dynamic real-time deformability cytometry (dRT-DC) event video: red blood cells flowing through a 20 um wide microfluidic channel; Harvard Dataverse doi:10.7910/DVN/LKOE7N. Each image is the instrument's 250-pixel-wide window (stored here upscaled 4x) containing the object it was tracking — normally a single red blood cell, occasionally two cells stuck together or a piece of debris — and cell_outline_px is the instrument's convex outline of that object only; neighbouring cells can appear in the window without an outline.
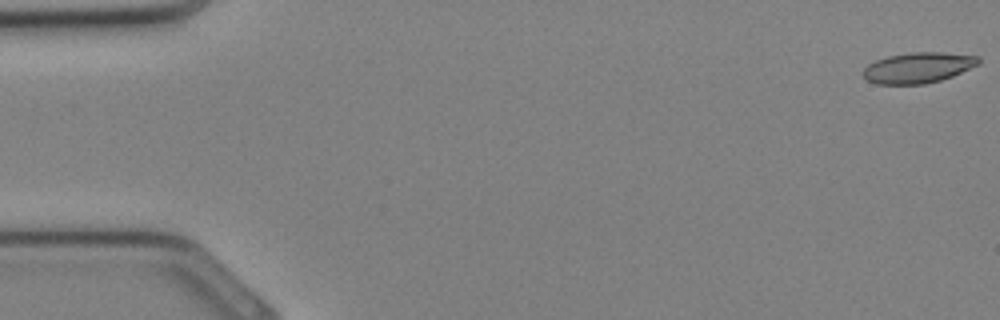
{"species": "Egyptian fruit bat (a non-hibernating species)", "species_latin": "Rousettus aegyptiacus", "temperature_condition": "cold", "stored_images_in_passage": 34, "camera_frame_rate_fps": 3000, "um_per_image_px": 0.085, "animal": {"sex": "female"}, "frame": {"image": 1, "passage_image": 1, "time_ms": 0.0, "image_size_px": [1000, 320], "cell_outline_px": [[980, 64], [952, 76], [940, 80], [924, 84], [876, 84], [868, 80], [860, 72], [868, 64], [876, 60], [888, 56], [912, 52], [944, 52], [980, 56]], "centroid_in_image_um": [78.04, 5.75], "position_along_channel_um": 7.0, "area_um2": 20.69}}
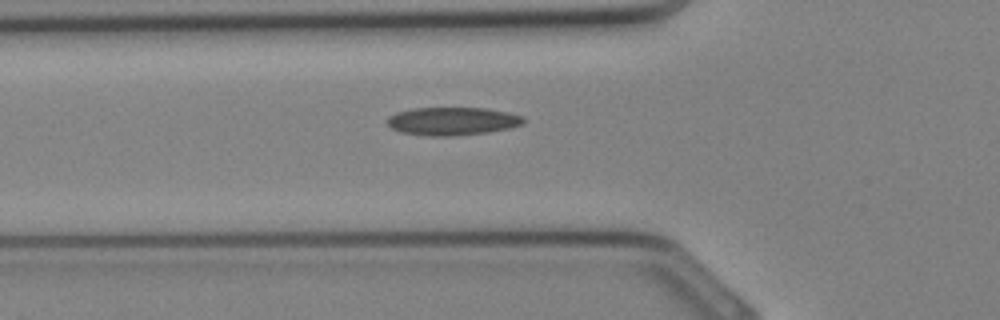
{"frame": {"image": 2, "passage_image": 12, "time_ms": 3.667, "image_size_px": [1000, 320], "cell_outline_px": [[524, 124], [508, 128], [488, 132], [452, 136], [428, 136], [400, 132], [392, 128], [388, 124], [388, 116], [396, 112], [412, 108], [488, 108], [508, 112], [524, 116]], "centroid_in_image_um": [38.46, 10.29], "position_along_channel_um": 87.3, "area_um2": 22.37}}
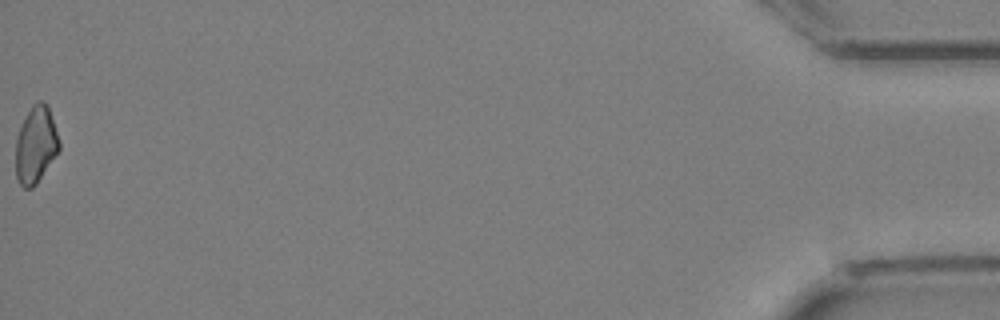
{"frame": {"image": 3, "passage_image": 34, "time_ms": 11.0, "image_size_px": [1000, 320], "cell_outline_px": [[60, 148], [36, 184], [32, 188], [24, 188], [20, 184], [16, 176], [16, 140], [20, 128], [32, 104], [36, 100], [40, 100], [48, 104], [60, 140]], "centroid_in_image_um": [3.05, 12.28], "position_along_channel_um": 432.1, "area_um2": 19.36}}